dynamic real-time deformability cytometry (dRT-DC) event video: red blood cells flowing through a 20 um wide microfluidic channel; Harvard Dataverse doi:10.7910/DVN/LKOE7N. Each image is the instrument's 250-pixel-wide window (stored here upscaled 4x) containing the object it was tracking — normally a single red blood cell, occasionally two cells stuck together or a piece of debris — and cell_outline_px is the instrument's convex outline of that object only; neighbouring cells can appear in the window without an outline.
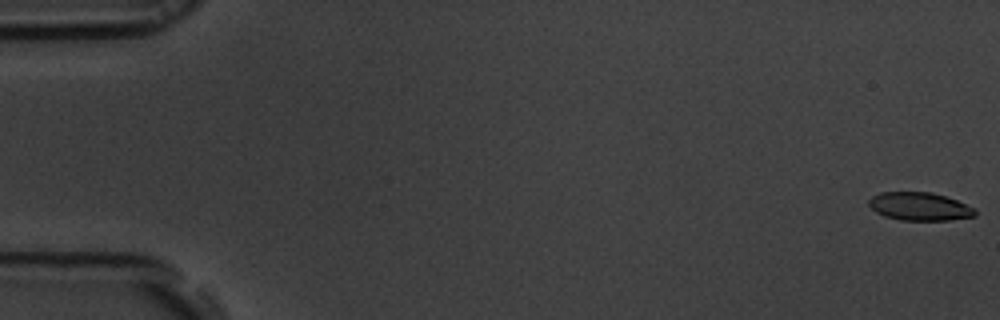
{"species": "common noctule bat (a hibernating species)", "species_latin": "Nyctalus noctula", "temperature_condition": "room temperature", "stored_images_in_passage": 14, "camera_frame_rate_fps": 3000, "um_per_image_px": 0.085, "animal": {"sex": "male", "body_mass_g": 19.5, "forearm_length_mm": 54.6}, "frame": {"image": 1, "passage_image": 1, "time_ms": 0.0, "image_size_px": [1000, 320], "cell_outline_px": [[976, 216], [948, 220], [900, 220], [884, 216], [876, 212], [868, 204], [868, 200], [872, 196], [880, 192], [932, 192], [956, 200], [976, 208]], "centroid_in_image_um": [78.16, 17.55], "position_along_channel_um": 6.8, "area_um2": 17.46}}